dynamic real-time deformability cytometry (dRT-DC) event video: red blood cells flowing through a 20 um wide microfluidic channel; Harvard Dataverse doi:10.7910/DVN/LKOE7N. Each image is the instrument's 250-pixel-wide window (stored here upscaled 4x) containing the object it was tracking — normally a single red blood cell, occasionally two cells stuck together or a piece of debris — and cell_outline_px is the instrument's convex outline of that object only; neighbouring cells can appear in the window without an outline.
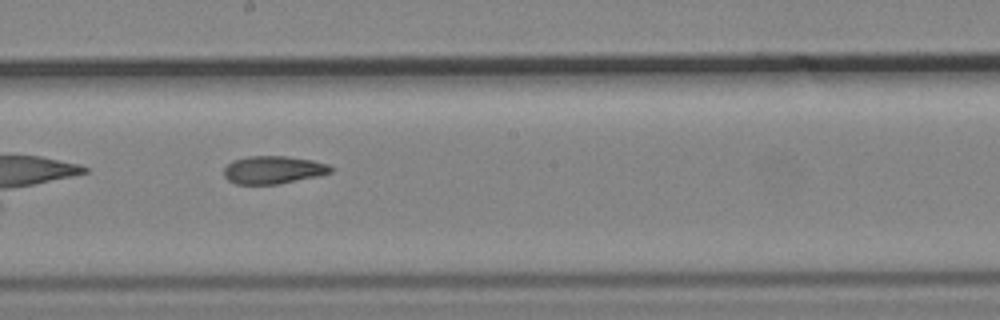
{"species": "common noctule bat (a hibernating species)", "species_latin": "Nyctalus noctula", "temperature_condition": "cold", "stored_images_in_passage": 9, "camera_frame_rate_fps": 3000, "um_per_image_px": 0.085, "animal": {"sex": "male", "body_mass_g": 19.2, "forearm_length_mm": 51.8}, "frame": {"image": 1, "passage_image": 9, "time_ms": 10.0, "image_size_px": [1000, 320], "cell_outline_px": [[332, 172], [316, 176], [276, 184], [236, 184], [228, 180], [224, 176], [224, 168], [232, 160], [248, 156], [288, 156], [312, 160], [328, 164], [332, 168]], "centroid_in_image_um": [23.19, 14.43], "position_along_channel_um": 225.0, "area_um2": 17.22}}